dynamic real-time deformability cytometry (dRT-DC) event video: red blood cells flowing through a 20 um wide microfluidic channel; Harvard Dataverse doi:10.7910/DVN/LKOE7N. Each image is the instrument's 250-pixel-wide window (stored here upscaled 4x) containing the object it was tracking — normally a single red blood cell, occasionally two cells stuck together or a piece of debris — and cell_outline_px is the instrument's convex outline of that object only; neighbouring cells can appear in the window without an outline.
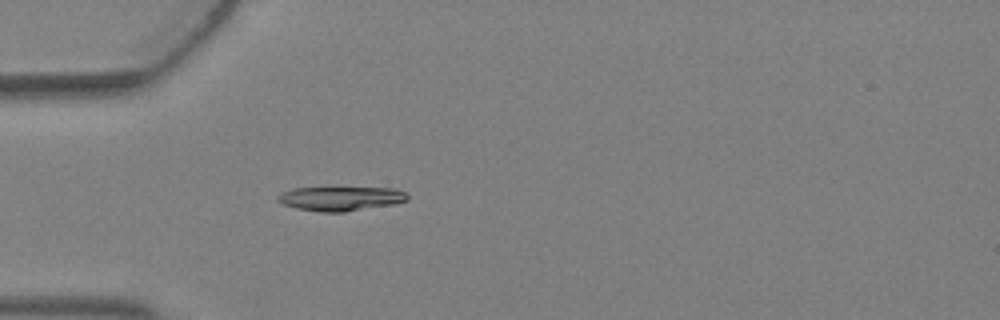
{"species": "Egyptian fruit bat (a non-hibernating species)", "species_latin": "Rousettus aegyptiacus", "temperature_condition": "warm", "stored_images_in_passage": 3, "camera_frame_rate_fps": 3000, "um_per_image_px": 0.085, "animal": {"sex": "female"}, "frame": {"image": 1, "passage_image": 3, "time_ms": 0.667, "image_size_px": [1000, 320], "cell_outline_px": [[408, 200], [396, 204], [344, 212], [320, 212], [296, 208], [284, 204], [276, 200], [276, 196], [280, 192], [296, 188], [396, 188], [404, 192], [408, 196]], "centroid_in_image_um": [28.96, 16.88], "position_along_channel_um": 56.0, "area_um2": 18.38}}